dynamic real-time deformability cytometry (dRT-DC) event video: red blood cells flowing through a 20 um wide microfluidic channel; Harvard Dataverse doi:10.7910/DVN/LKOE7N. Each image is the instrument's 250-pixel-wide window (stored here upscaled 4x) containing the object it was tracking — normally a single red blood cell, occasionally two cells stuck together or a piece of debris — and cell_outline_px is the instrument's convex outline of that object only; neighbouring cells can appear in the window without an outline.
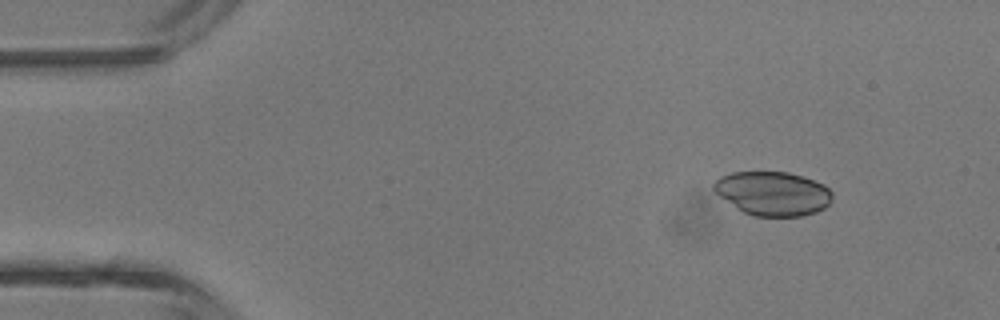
{"species": "common noctule bat (a hibernating species)", "species_latin": "Nyctalus noctula", "temperature_condition": "room temperature", "stored_images_in_passage": 3, "camera_frame_rate_fps": 3000, "um_per_image_px": 0.085, "animal": {"sex": "male", "body_mass_g": 13.3}, "frame": {"image": 1, "passage_image": 1, "time_ms": 0.0, "image_size_px": [1000, 320], "cell_outline_px": [[832, 200], [824, 208], [816, 212], [800, 216], [752, 216], [736, 208], [720, 196], [712, 188], [712, 184], [720, 176], [732, 172], [788, 172], [804, 176], [824, 184], [832, 192]], "centroid_in_image_um": [65.69, 16.44], "position_along_channel_um": 19.3, "area_um2": 30.46}}